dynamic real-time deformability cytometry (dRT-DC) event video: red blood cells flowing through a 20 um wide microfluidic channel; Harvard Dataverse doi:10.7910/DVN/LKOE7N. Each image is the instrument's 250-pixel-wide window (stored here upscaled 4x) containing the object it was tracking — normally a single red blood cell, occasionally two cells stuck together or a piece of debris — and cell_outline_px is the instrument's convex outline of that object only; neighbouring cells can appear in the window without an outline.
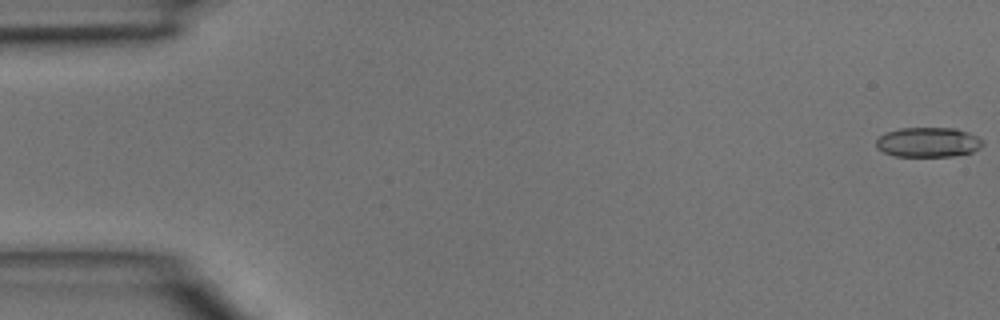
{"species": "common noctule bat (a hibernating species)", "species_latin": "Nyctalus noctula", "temperature_condition": "room temperature", "stored_images_in_passage": 46, "camera_frame_rate_fps": 3000, "um_per_image_px": 0.085, "animal": {"sex": "male", "body_mass_g": 15.6}, "frame": {"image": 1, "passage_image": 1, "time_ms": 0.0, "image_size_px": [1000, 320], "cell_outline_px": [[984, 144], [980, 148], [972, 152], [952, 156], [892, 156], [876, 148], [876, 140], [884, 132], [900, 128], [956, 128], [968, 132], [984, 140]], "centroid_in_image_um": [78.89, 12.08], "position_along_channel_um": 6.1, "area_um2": 18.67}}
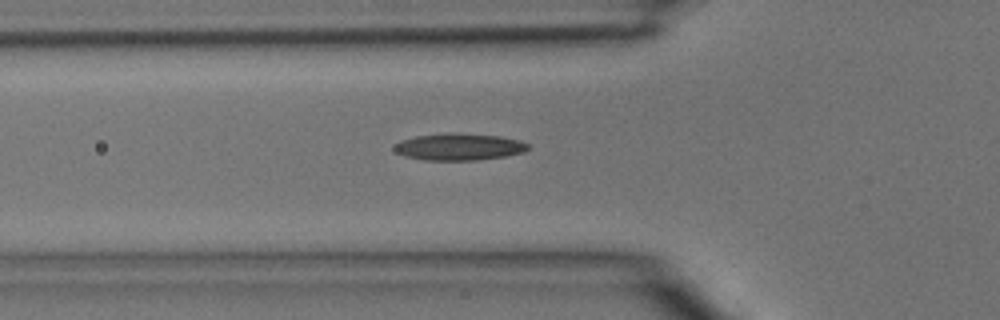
{"frame": {"image": 2, "passage_image": 16, "time_ms": 5.0, "image_size_px": [1000, 320], "cell_outline_px": [[528, 148], [524, 152], [504, 156], [476, 160], [424, 160], [404, 156], [396, 152], [392, 148], [400, 140], [416, 136], [448, 132], [452, 132], [500, 136], [520, 140], [528, 144]], "centroid_in_image_um": [38.99, 12.47], "position_along_channel_um": 86.8, "area_um2": 21.04}}
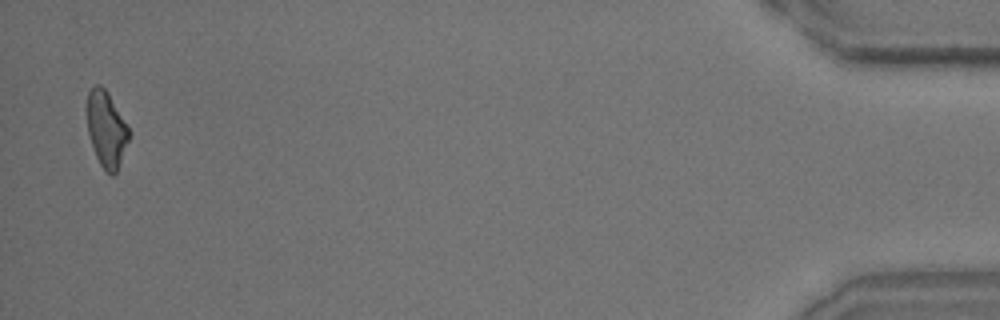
{"frame": {"image": 3, "passage_image": 45, "time_ms": 14.667, "image_size_px": [1000, 320], "cell_outline_px": [[128, 140], [116, 172], [112, 176], [100, 164], [96, 156], [88, 132], [84, 108], [88, 92], [96, 84], [100, 84], [108, 92], [128, 128]], "centroid_in_image_um": [8.98, 10.91], "position_along_channel_um": 426.2, "area_um2": 18.32}}